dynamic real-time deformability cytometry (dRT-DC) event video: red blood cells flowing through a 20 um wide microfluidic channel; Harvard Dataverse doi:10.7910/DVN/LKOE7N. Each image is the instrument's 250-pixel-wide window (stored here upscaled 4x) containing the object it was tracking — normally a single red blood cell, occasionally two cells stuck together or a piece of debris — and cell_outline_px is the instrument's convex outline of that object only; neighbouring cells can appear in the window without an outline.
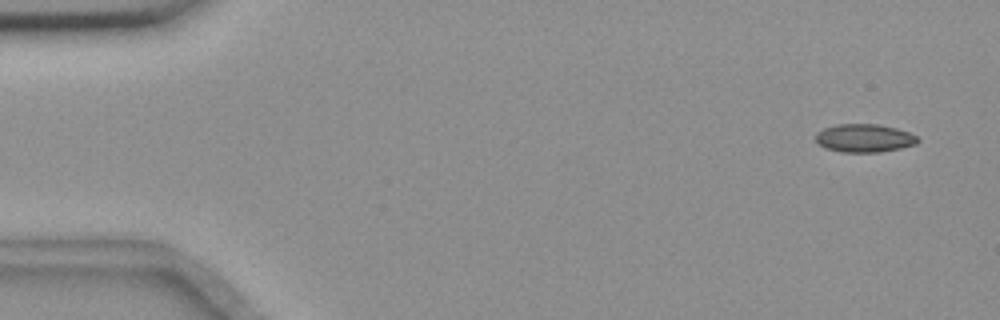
{"species": "common noctule bat (a hibernating species)", "species_latin": "Nyctalus noctula", "temperature_condition": "room temperature", "stored_images_in_passage": 41, "camera_frame_rate_fps": 3000, "um_per_image_px": 0.085, "animal": {"sex": "female", "body_mass_g": 18.4}, "frame": {"image": 1, "passage_image": 3, "time_ms": 0.667, "image_size_px": [1000, 320], "cell_outline_px": [[920, 140], [916, 144], [900, 148], [880, 152], [840, 152], [824, 148], [816, 140], [816, 132], [824, 128], [836, 124], [876, 124], [896, 128], [908, 132], [916, 136]], "centroid_in_image_um": [73.45, 11.74], "position_along_channel_um": 11.5, "area_um2": 16.76}}
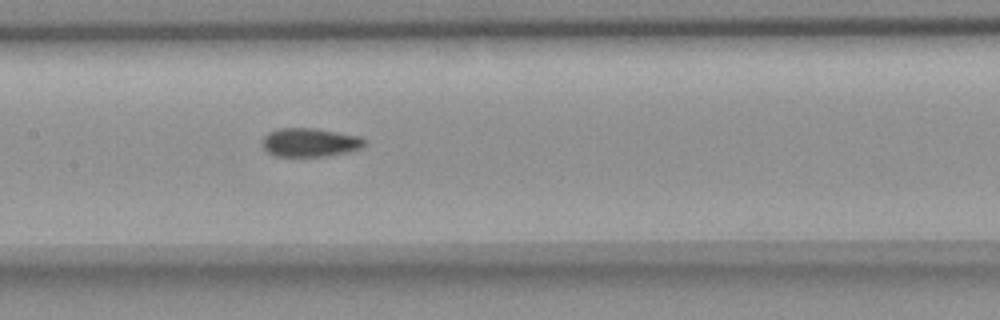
{"frame": {"image": 2, "passage_image": 27, "time_ms": 8.667, "image_size_px": [1000, 320], "cell_outline_px": [[364, 144], [360, 148], [348, 152], [324, 156], [272, 156], [264, 148], [264, 136], [268, 132], [280, 128], [312, 128], [356, 136], [364, 140]], "centroid_in_image_um": [26.29, 12.11], "position_along_channel_um": 181.1, "area_um2": 16.65}}
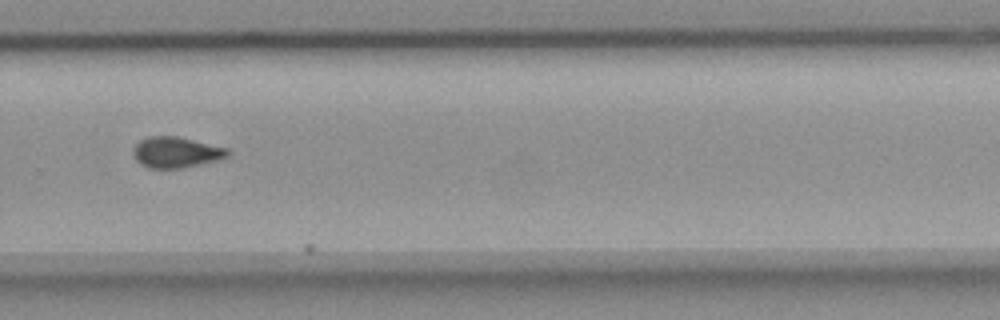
{"frame": {"image": 3, "passage_image": 38, "time_ms": 12.333, "image_size_px": [1000, 320], "cell_outline_px": [[232, 152], [228, 156], [216, 160], [184, 168], [148, 168], [140, 164], [132, 156], [132, 148], [140, 140], [148, 136], [176, 136], [228, 148]], "centroid_in_image_um": [14.93, 12.95], "position_along_channel_um": 314.9, "area_um2": 17.11}}